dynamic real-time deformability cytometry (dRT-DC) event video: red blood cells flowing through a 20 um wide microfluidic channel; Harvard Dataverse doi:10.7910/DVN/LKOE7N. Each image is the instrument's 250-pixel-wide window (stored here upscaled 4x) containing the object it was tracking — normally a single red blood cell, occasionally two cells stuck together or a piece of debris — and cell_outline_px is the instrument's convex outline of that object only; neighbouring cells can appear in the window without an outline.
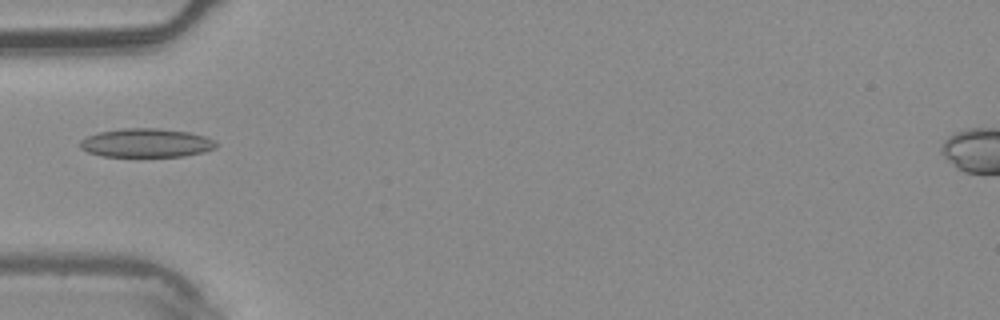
{"species": "common noctule bat (a hibernating species)", "species_latin": "Nyctalus noctula", "temperature_condition": "warm", "stored_images_in_passage": 1, "camera_frame_rate_fps": 3000, "um_per_image_px": 0.085, "animal": {"sex": "male", "body_mass_g": 20.4}, "frame": {"image": 1, "passage_image": 1, "time_ms": 0.0, "image_size_px": [1000, 320], "cell_outline_px": [[220, 144], [216, 148], [204, 152], [184, 156], [100, 156], [88, 152], [80, 148], [80, 140], [88, 136], [100, 132], [124, 128], [156, 128], [188, 132], [204, 136], [216, 140]], "centroid_in_image_um": [12.47, 12.15], "position_along_channel_um": 72.5, "area_um2": 22.83}}